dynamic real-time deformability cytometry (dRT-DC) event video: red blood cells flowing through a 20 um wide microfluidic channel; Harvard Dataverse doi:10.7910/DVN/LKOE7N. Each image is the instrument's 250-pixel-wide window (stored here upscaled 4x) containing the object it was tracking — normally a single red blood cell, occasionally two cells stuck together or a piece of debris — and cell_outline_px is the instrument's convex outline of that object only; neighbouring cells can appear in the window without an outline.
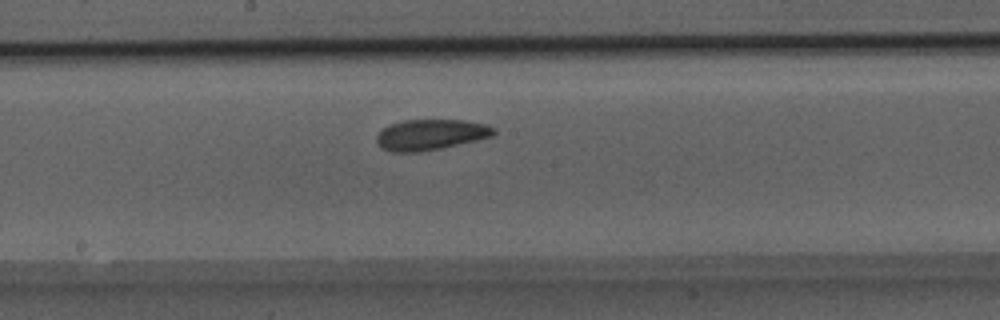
{"species": "Egyptian fruit bat (a non-hibernating species)", "species_latin": "Rousettus aegyptiacus", "temperature_condition": "room temperature", "stored_images_in_passage": 27, "camera_frame_rate_fps": 3000, "um_per_image_px": 0.085, "animal": {"sex": "male"}, "frame": {"image": 1, "passage_image": 13, "time_ms": 4.0, "image_size_px": [1000, 320], "cell_outline_px": [[496, 132], [492, 136], [444, 148], [416, 152], [392, 152], [380, 148], [376, 140], [376, 136], [384, 128], [392, 124], [404, 120], [464, 120], [484, 124], [496, 128]], "centroid_in_image_um": [36.6, 11.45], "position_along_channel_um": 211.6, "area_um2": 20.92}}
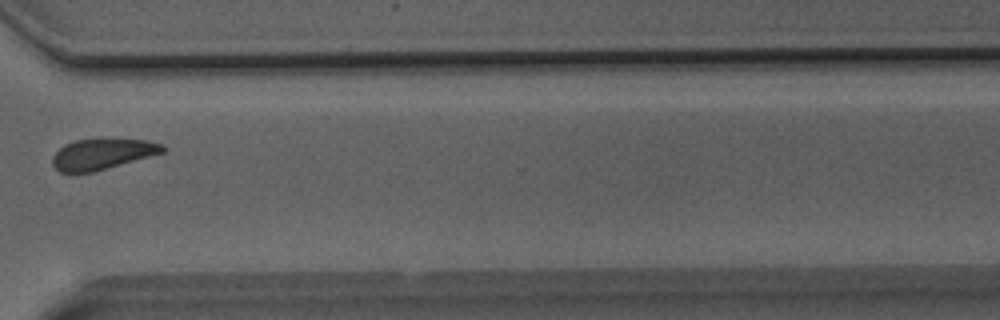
{"frame": {"image": 2, "passage_image": 20, "time_ms": 6.333, "image_size_px": [1000, 320], "cell_outline_px": [[168, 148], [164, 152], [92, 172], [60, 172], [52, 164], [52, 156], [64, 144], [76, 140], [112, 136], [148, 140], [164, 144]], "centroid_in_image_um": [8.75, 13.03], "position_along_channel_um": 361.9, "area_um2": 20.35}}
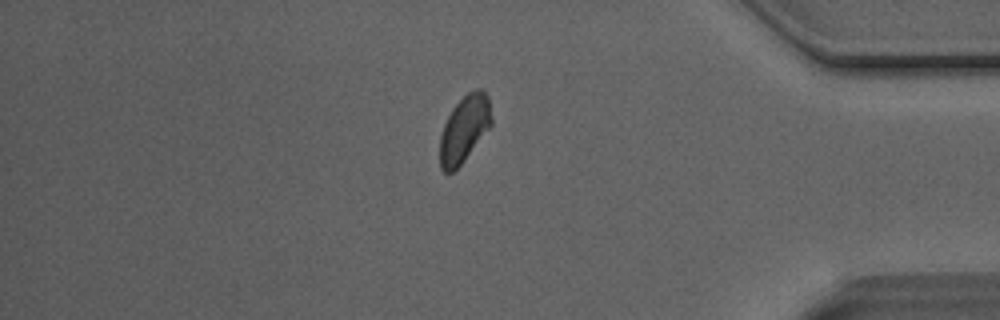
{"frame": {"image": 3, "passage_image": 23, "time_ms": 7.333, "image_size_px": [1000, 320], "cell_outline_px": [[492, 124], [464, 160], [452, 172], [444, 172], [440, 168], [440, 136], [444, 124], [452, 108], [468, 92], [476, 88], [484, 88], [488, 96], [492, 120]], "centroid_in_image_um": [39.47, 10.92], "position_along_channel_um": 395.7, "area_um2": 19.88}}